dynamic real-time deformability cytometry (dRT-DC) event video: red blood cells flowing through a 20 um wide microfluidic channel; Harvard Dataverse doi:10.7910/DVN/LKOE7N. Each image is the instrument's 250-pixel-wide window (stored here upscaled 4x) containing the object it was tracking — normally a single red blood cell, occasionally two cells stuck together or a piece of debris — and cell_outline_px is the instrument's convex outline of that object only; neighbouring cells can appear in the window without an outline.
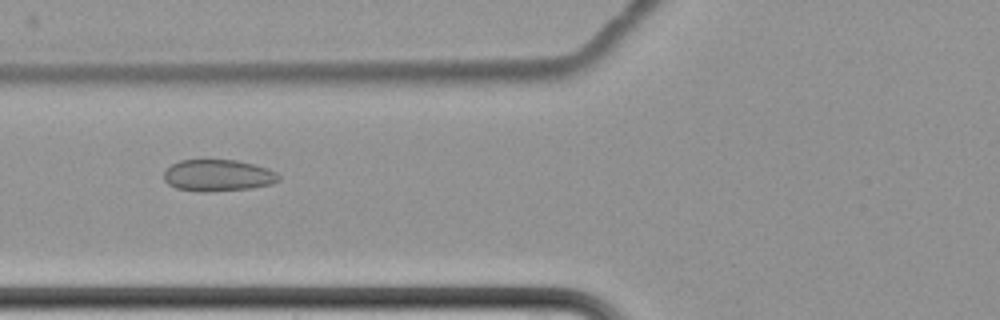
{"species": "common noctule bat (a hibernating species)", "species_latin": "Nyctalus noctula", "temperature_condition": "cold", "stored_images_in_passage": 9, "camera_frame_rate_fps": 3000, "um_per_image_px": 0.085, "animal": {"sex": "female", "body_mass_g": 22.7, "forearm_length_mm": 54.2}, "frame": {"image": 1, "passage_image": 7, "time_ms": 7.333, "image_size_px": [1000, 320], "cell_outline_px": [[280, 180], [272, 184], [252, 188], [208, 192], [200, 192], [176, 188], [168, 184], [164, 180], [164, 172], [172, 164], [180, 160], [236, 160], [268, 168], [276, 172], [280, 176]], "centroid_in_image_um": [18.54, 14.92], "position_along_channel_um": 107.3, "area_um2": 21.27}}
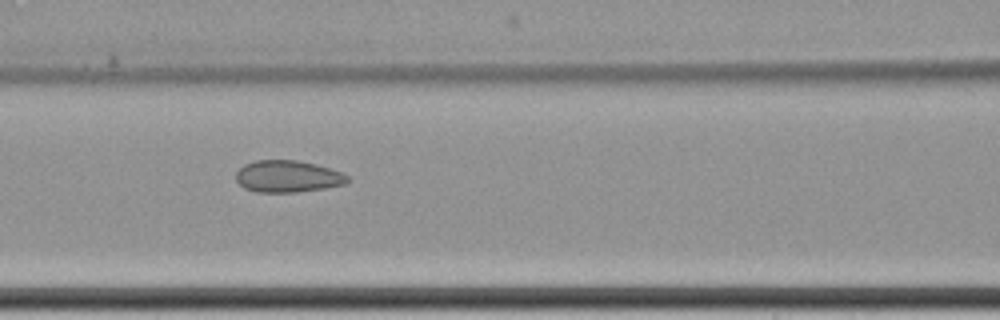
{"frame": {"image": 2, "passage_image": 8, "time_ms": 8.333, "image_size_px": [1000, 320], "cell_outline_px": [[348, 180], [344, 184], [324, 188], [296, 192], [256, 192], [244, 188], [236, 180], [236, 172], [244, 164], [256, 160], [296, 160], [316, 164], [340, 172], [348, 176]], "centroid_in_image_um": [24.41, 14.99], "position_along_channel_um": 142.2, "area_um2": 20.58}}
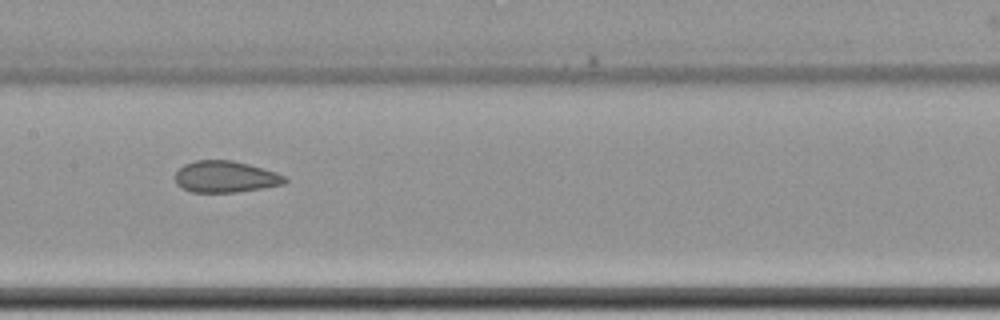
{"frame": {"image": 3, "passage_image": 9, "time_ms": 9.667, "image_size_px": [1000, 320], "cell_outline_px": [[288, 180], [284, 184], [236, 192], [192, 192], [176, 184], [176, 172], [184, 164], [196, 160], [232, 160], [248, 164], [276, 172], [284, 176]], "centroid_in_image_um": [19.16, 15.02], "position_along_channel_um": 188.2, "area_um2": 19.94}}